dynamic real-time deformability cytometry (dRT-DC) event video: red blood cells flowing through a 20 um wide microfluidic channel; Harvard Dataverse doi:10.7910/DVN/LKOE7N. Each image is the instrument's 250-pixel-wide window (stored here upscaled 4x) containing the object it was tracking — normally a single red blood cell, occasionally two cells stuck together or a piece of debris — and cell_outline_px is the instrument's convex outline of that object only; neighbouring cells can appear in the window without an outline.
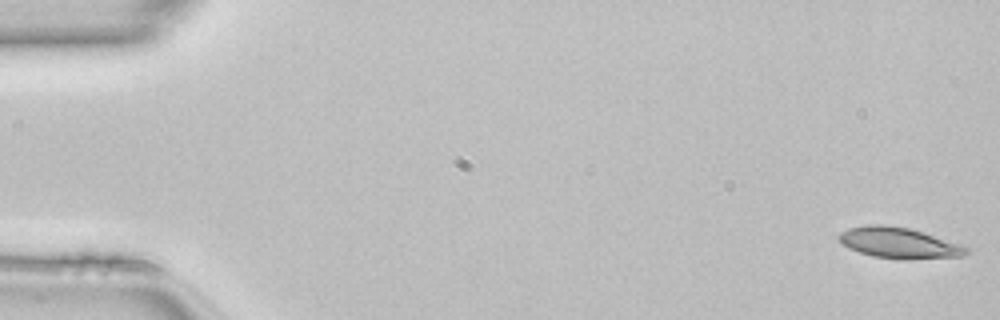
{"species": "common noctule bat (a hibernating species)", "species_latin": "Nyctalus noctula", "temperature_condition": "room temperature", "stored_images_in_passage": 14, "camera_frame_rate_fps": 3000, "um_per_image_px": 0.085, "animal": {"sex": "female", "body_mass_g": 22.7, "forearm_length_mm": 54.2}, "frame": {"image": 1, "passage_image": 1, "time_ms": 0.0, "image_size_px": [1000, 320], "cell_outline_px": [[972, 252], [964, 256], [904, 260], [872, 256], [848, 248], [836, 240], [836, 236], [840, 232], [848, 228], [868, 224], [884, 224], [908, 228], [924, 232], [964, 244]], "centroid_in_image_um": [76.43, 20.65], "position_along_channel_um": 8.6, "area_um2": 23.52}}
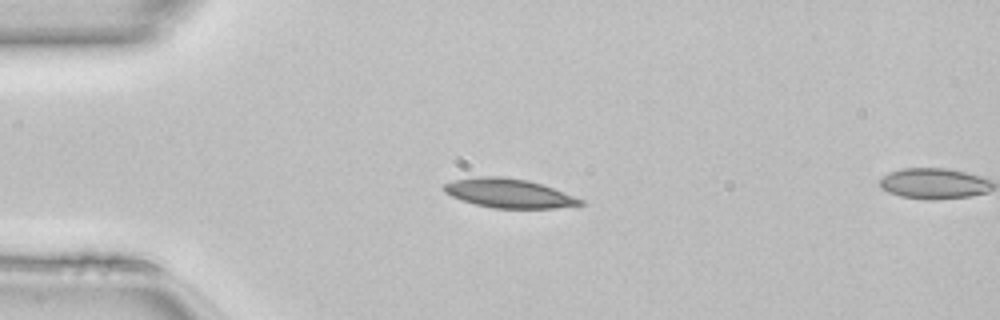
{"frame": {"image": 2, "passage_image": 12, "time_ms": 3.667, "image_size_px": [1000, 320], "cell_outline_px": [[584, 204], [556, 208], [492, 208], [476, 204], [452, 196], [444, 192], [444, 184], [452, 180], [476, 176], [500, 176], [528, 180], [552, 188], [584, 200]], "centroid_in_image_um": [43.24, 16.42], "position_along_channel_um": 41.8, "area_um2": 22.89}}